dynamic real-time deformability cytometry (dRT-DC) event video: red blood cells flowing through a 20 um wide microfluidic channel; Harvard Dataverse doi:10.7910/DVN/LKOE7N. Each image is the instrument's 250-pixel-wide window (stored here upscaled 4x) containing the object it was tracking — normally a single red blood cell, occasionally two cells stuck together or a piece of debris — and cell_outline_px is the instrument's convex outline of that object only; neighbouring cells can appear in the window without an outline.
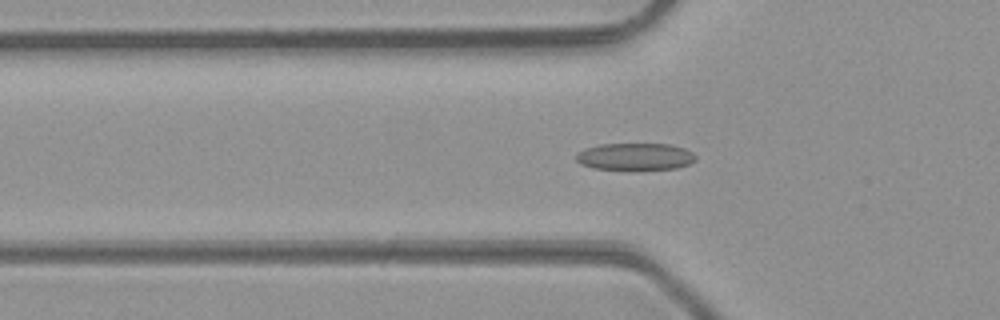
{"species": "common noctule bat (a hibernating species)", "species_latin": "Nyctalus noctula", "temperature_condition": "room temperature", "stored_images_in_passage": 42, "camera_frame_rate_fps": 3000, "um_per_image_px": 0.085, "animal": {"sex": "male", "body_mass_g": 23.1, "forearm_length_mm": 52.7}, "frame": {"image": 1, "passage_image": 13, "time_ms": 4.0, "image_size_px": [1000, 320], "cell_outline_px": [[696, 160], [688, 164], [676, 168], [628, 172], [592, 168], [580, 164], [576, 160], [576, 152], [584, 148], [600, 144], [672, 144], [684, 148], [692, 152], [696, 156]], "centroid_in_image_um": [53.95, 13.35], "position_along_channel_um": 71.9, "area_um2": 19.77}}
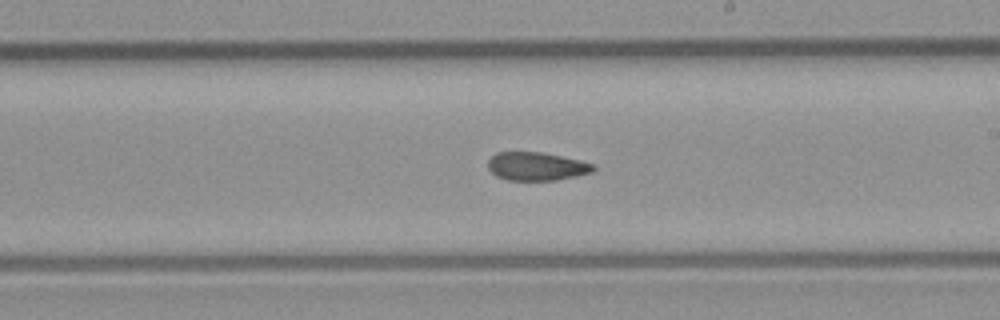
{"frame": {"image": 2, "passage_image": 25, "time_ms": 8.0, "image_size_px": [1000, 320], "cell_outline_px": [[596, 168], [592, 172], [576, 176], [556, 180], [508, 180], [496, 176], [488, 168], [488, 160], [496, 152], [540, 152], [580, 160], [596, 164]], "centroid_in_image_um": [45.62, 14.14], "position_along_channel_um": 243.4, "area_um2": 17.4}}
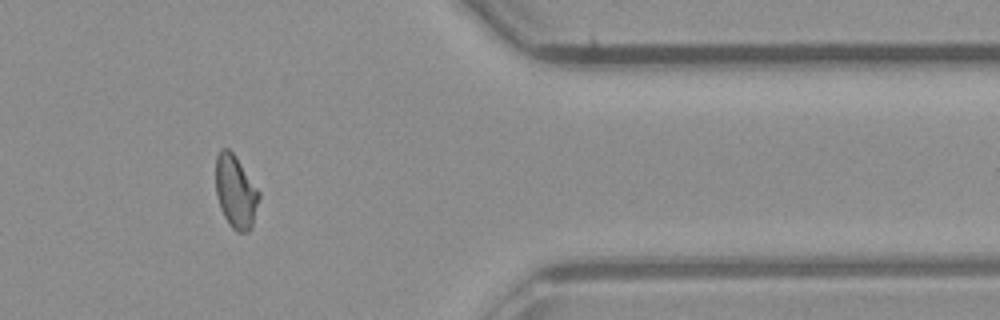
{"frame": {"image": 3, "passage_image": 37, "time_ms": 12.0, "image_size_px": [1000, 320], "cell_outline_px": [[260, 196], [252, 228], [248, 232], [236, 232], [228, 224], [220, 208], [216, 196], [216, 156], [224, 148], [228, 148], [236, 156], [260, 192]], "centroid_in_image_um": [20.04, 16.33], "position_along_channel_um": 391.4, "area_um2": 18.5}}